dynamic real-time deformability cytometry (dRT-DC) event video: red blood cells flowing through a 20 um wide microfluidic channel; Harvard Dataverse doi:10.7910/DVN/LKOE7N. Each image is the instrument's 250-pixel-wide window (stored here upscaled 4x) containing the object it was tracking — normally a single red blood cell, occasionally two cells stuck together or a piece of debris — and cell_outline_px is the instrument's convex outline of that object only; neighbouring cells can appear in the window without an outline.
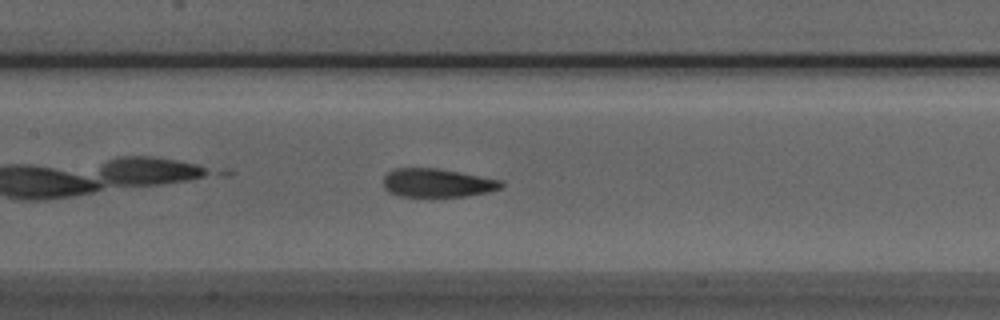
{"species": "Egyptian fruit bat (a non-hibernating species)", "species_latin": "Rousettus aegyptiacus", "temperature_condition": "room temperature", "stored_images_in_passage": 19, "camera_frame_rate_fps": 3000, "um_per_image_px": 0.085, "animal": {"sex": "male"}, "frame": {"image": 1, "passage_image": 10, "time_ms": 3.0, "image_size_px": [1000, 320], "cell_outline_px": [[504, 184], [500, 188], [488, 192], [468, 196], [396, 196], [388, 192], [384, 188], [384, 176], [392, 168], [436, 168], [460, 172], [504, 180]], "centroid_in_image_um": [37.17, 15.54], "position_along_channel_um": 170.2, "area_um2": 19.77}}